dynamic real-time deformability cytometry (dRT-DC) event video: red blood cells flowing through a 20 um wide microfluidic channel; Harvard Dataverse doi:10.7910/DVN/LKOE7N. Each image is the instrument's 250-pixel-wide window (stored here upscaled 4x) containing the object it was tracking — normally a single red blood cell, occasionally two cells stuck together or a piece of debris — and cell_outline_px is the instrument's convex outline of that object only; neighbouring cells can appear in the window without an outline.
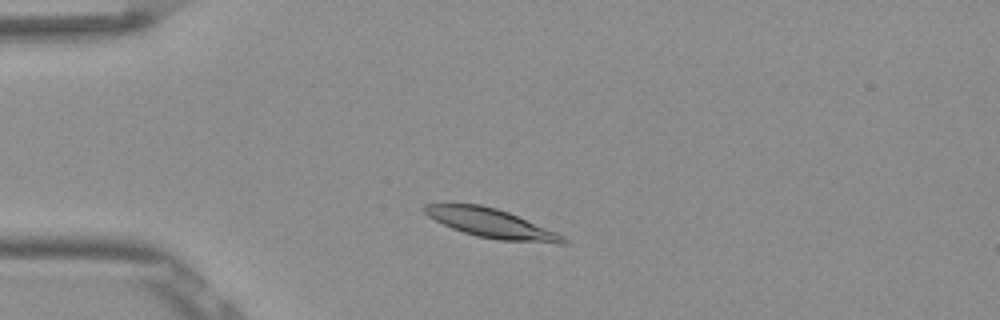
{"species": "Egyptian fruit bat (a non-hibernating species)", "species_latin": "Rousettus aegyptiacus", "temperature_condition": "room temperature", "stored_images_in_passage": 47, "camera_frame_rate_fps": 3000, "um_per_image_px": 0.085, "frame": {"image": 1, "passage_image": 7, "time_ms": 2.0, "image_size_px": [1000, 320], "cell_outline_px": [[568, 244], [556, 244], [500, 240], [476, 236], [452, 228], [428, 216], [420, 208], [424, 204], [480, 204], [496, 208], [508, 212], [556, 232], [564, 236], [568, 240]], "centroid_in_image_um": [41.78, 18.99], "position_along_channel_um": 43.2, "area_um2": 23.41}}
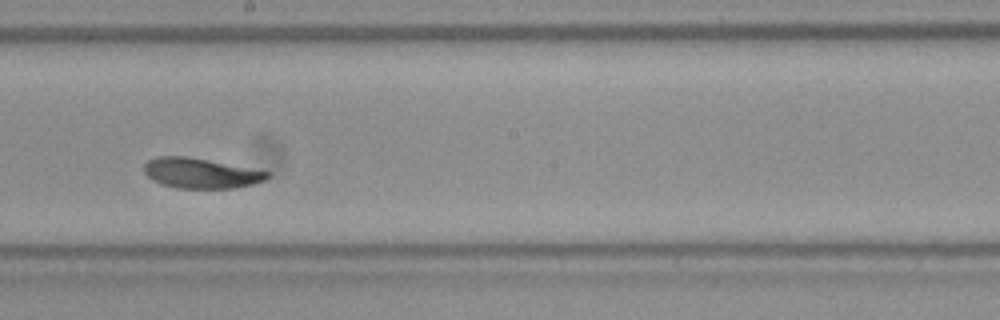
{"frame": {"image": 2, "passage_image": 24, "time_ms": 7.667, "image_size_px": [1000, 320], "cell_outline_px": [[272, 172], [264, 180], [252, 184], [236, 188], [176, 188], [160, 184], [152, 180], [144, 172], [144, 164], [148, 160], [156, 156], [188, 156]], "centroid_in_image_um": [17.04, 14.71], "position_along_channel_um": 231.2, "area_um2": 21.73}}
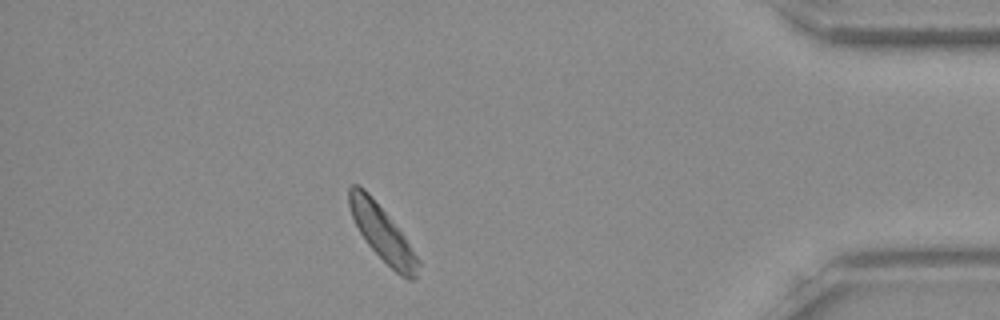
{"frame": {"image": 3, "passage_image": 41, "time_ms": 13.333, "image_size_px": [1000, 320], "cell_outline_px": [[420, 264], [416, 276], [412, 280], [408, 280], [400, 276], [368, 244], [360, 232], [352, 216], [348, 204], [348, 188], [352, 184], [360, 184], [368, 192], [388, 216], [404, 236], [420, 260]], "centroid_in_image_um": [32.49, 19.81], "position_along_channel_um": 402.7, "area_um2": 21.73}, "authors_computed_cell_mechanics": {"area_um2": 22.4842, "velocity_mm_per_s": 3.7712, "shape_relaxation_time_tau1_ms": 2.5902, "shape_relaxation_time_tau2_ms": null, "deformation_change_tau1": 0.105, "deformation_change_tau2": null}}